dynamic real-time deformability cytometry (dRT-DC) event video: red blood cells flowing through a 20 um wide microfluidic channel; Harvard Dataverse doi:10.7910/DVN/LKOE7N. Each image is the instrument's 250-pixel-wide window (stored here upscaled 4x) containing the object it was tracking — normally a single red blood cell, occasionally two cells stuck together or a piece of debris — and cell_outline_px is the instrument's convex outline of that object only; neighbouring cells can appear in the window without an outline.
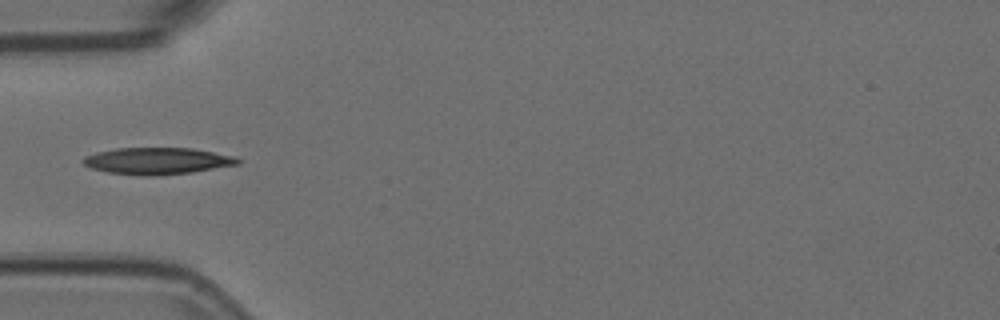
{"species": "Egyptian fruit bat (a non-hibernating species)", "species_latin": "Rousettus aegyptiacus", "temperature_condition": "room temperature", "stored_images_in_passage": 14, "camera_frame_rate_fps": 3000, "um_per_image_px": 0.085, "animal": {"sex": "female"}, "frame": {"image": 1, "passage_image": 1, "time_ms": 0.0, "image_size_px": [1000, 320], "cell_outline_px": [[240, 164], [192, 172], [156, 176], [140, 176], [108, 172], [92, 168], [84, 164], [80, 160], [84, 156], [96, 152], [116, 148], [192, 148], [232, 156], [240, 160]], "centroid_in_image_um": [13.32, 13.68], "position_along_channel_um": 71.7, "area_um2": 24.1}}
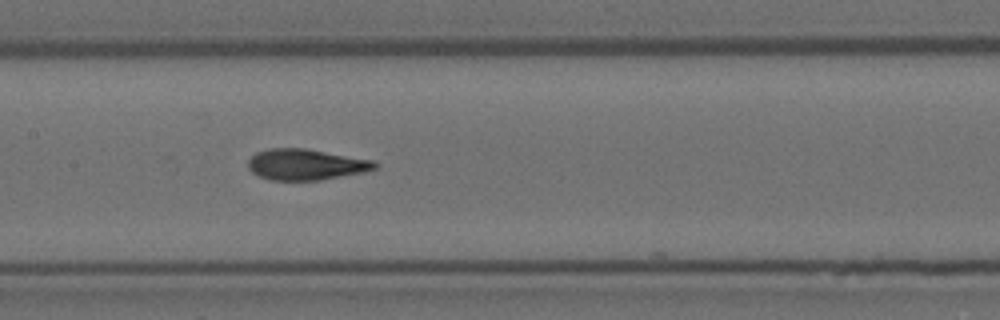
{"frame": {"image": 2, "passage_image": 10, "time_ms": 3.0, "image_size_px": [1000, 320], "cell_outline_px": [[380, 164], [376, 168], [364, 172], [320, 180], [272, 180], [260, 176], [252, 172], [248, 168], [248, 160], [256, 152], [268, 148], [304, 148], [376, 160]], "centroid_in_image_um": [26.03, 13.97], "position_along_channel_um": 181.4, "area_um2": 23.0}}
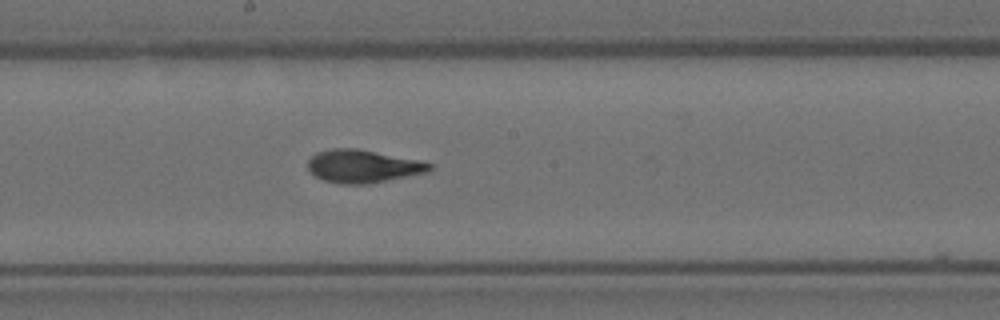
{"frame": {"image": 3, "passage_image": 13, "time_ms": 4.0, "image_size_px": [1000, 320], "cell_outline_px": [[432, 168], [428, 172], [368, 184], [340, 184], [324, 180], [316, 176], [308, 168], [308, 160], [316, 152], [332, 148], [356, 148], [416, 160], [432, 164]], "centroid_in_image_um": [30.81, 14.13], "position_along_channel_um": 217.4, "area_um2": 23.06}}